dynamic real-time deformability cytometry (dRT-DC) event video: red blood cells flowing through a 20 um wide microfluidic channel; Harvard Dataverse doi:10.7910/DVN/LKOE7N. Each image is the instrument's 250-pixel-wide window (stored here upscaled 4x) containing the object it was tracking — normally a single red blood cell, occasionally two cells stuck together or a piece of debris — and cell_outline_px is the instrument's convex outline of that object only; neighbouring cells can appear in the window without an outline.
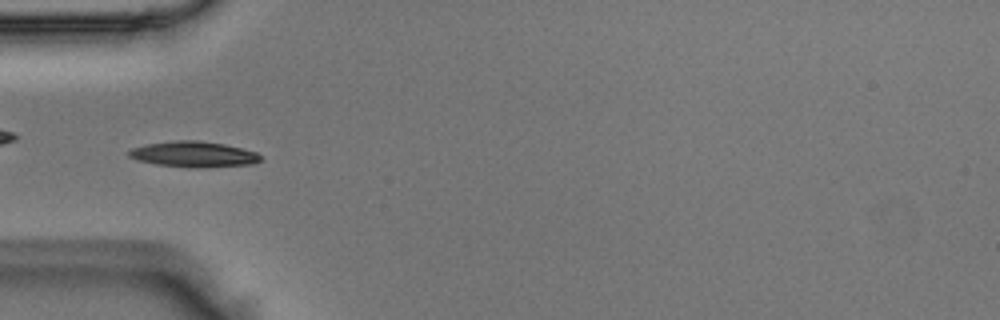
{"species": "Egyptian fruit bat (a non-hibernating species)", "species_latin": "Rousettus aegyptiacus", "temperature_condition": "room temperature", "stored_images_in_passage": 10, "camera_frame_rate_fps": 3000, "um_per_image_px": 0.085, "animal": {"sex": "male"}, "frame": {"image": 1, "passage_image": 5, "time_ms": 1.333, "image_size_px": [1000, 320], "cell_outline_px": [[260, 160], [252, 164], [196, 168], [192, 168], [156, 164], [136, 160], [128, 156], [128, 152], [132, 148], [148, 144], [176, 140], [200, 140], [224, 144], [256, 152], [260, 156]], "centroid_in_image_um": [16.43, 13.11], "position_along_channel_um": 68.6, "area_um2": 19.59}}